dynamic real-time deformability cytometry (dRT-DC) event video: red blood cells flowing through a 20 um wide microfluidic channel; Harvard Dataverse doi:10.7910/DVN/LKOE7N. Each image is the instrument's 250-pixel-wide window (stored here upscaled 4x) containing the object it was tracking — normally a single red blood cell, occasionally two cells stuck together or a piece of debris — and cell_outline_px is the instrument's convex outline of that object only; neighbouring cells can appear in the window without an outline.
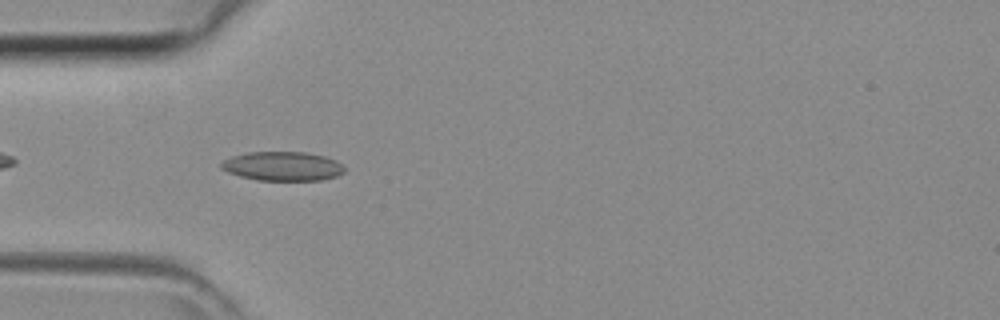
{"species": "common noctule bat (a hibernating species)", "species_latin": "Nyctalus noctula", "temperature_condition": "room temperature", "stored_images_in_passage": 32, "camera_frame_rate_fps": 3000, "um_per_image_px": 0.085, "animal": {"sex": "female", "body_mass_g": 29.2, "forearm_length_mm": 56.3}, "frame": {"image": 1, "passage_image": 2, "time_ms": 0.333, "image_size_px": [1000, 320], "cell_outline_px": [[344, 172], [336, 176], [320, 180], [256, 180], [240, 176], [228, 172], [220, 168], [220, 164], [224, 160], [232, 156], [248, 152], [304, 152], [324, 156], [336, 160], [344, 168]], "centroid_in_image_um": [24.0, 14.12], "position_along_channel_um": 61.0, "area_um2": 20.81}}
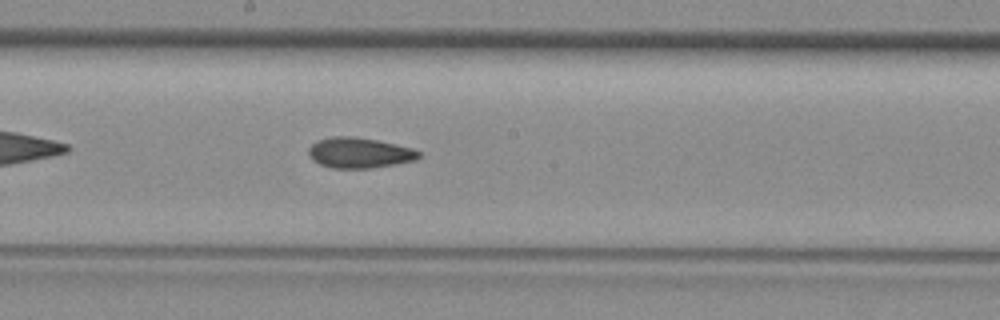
{"frame": {"image": 2, "passage_image": 12, "time_ms": 3.667, "image_size_px": [1000, 320], "cell_outline_px": [[420, 156], [416, 160], [396, 164], [372, 168], [332, 168], [320, 164], [312, 160], [308, 156], [308, 148], [316, 140], [332, 136], [352, 136], [376, 140], [396, 144], [412, 148], [420, 152]], "centroid_in_image_um": [30.52, 12.99], "position_along_channel_um": 217.7, "area_um2": 19.71}}
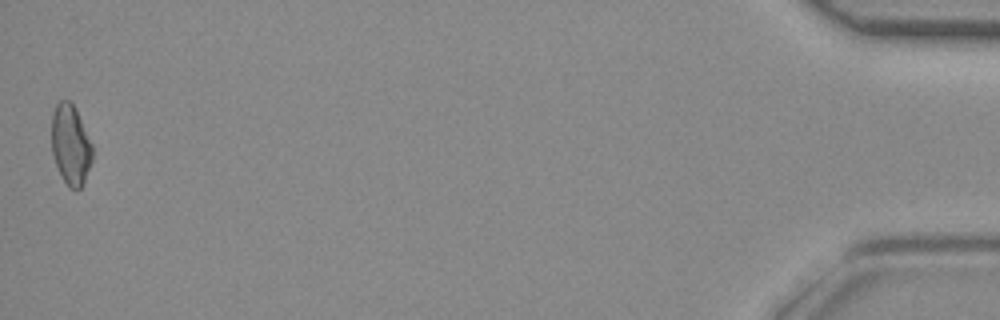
{"frame": {"image": 3, "passage_image": 32, "time_ms": 10.333, "image_size_px": [1000, 320], "cell_outline_px": [[92, 160], [84, 184], [80, 188], [68, 188], [56, 164], [52, 152], [52, 112], [56, 104], [60, 100], [68, 100], [76, 108], [92, 144]], "centroid_in_image_um": [6.01, 12.29], "position_along_channel_um": 429.2, "area_um2": 19.02}}